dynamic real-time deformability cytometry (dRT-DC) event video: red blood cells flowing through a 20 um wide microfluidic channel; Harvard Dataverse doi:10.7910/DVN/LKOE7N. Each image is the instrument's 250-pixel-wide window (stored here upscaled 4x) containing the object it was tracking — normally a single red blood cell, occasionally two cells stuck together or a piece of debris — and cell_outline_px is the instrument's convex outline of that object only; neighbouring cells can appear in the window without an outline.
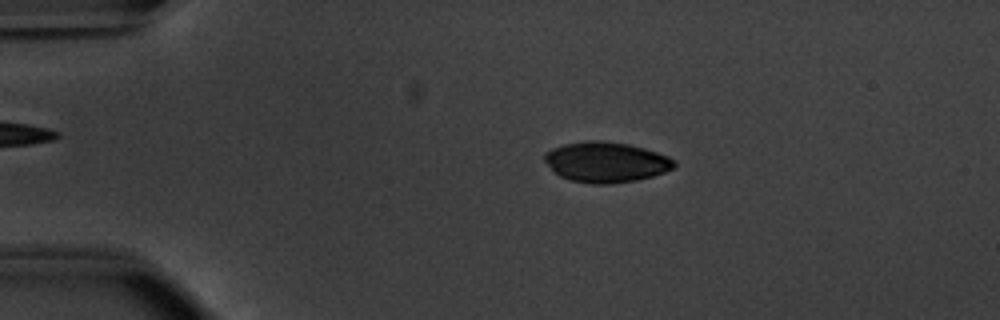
{"species": "common noctule bat (a hibernating species)", "species_latin": "Nyctalus noctula", "temperature_condition": "warm", "stored_images_in_passage": 45, "camera_frame_rate_fps": 3000, "um_per_image_px": 0.085, "animal": {"sex": "male", "body_mass_g": 20.1, "forearm_length_mm": 53.5}, "frame": {"image": 1, "passage_image": 3, "time_ms": 0.667, "image_size_px": [1000, 320], "cell_outline_px": [[676, 164], [672, 168], [664, 172], [652, 176], [636, 180], [608, 184], [592, 184], [572, 180], [560, 176], [544, 160], [544, 152], [552, 148], [564, 144], [584, 140], [600, 140], [628, 144], [644, 148], [668, 156]], "centroid_in_image_um": [51.49, 13.76], "position_along_channel_um": 33.5, "area_um2": 30.29}}
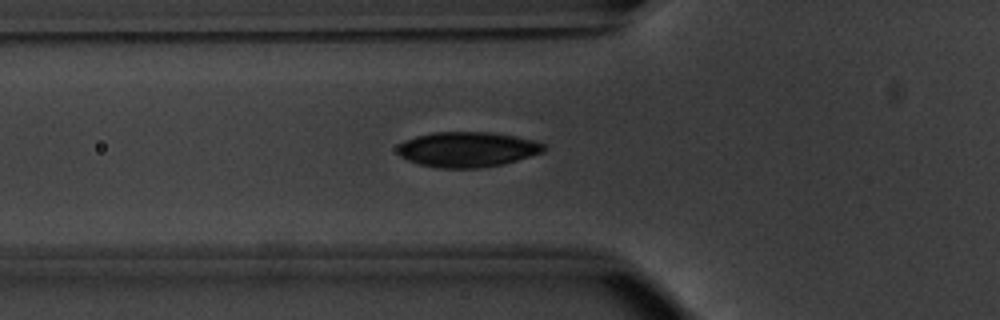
{"frame": {"image": 2, "passage_image": 11, "time_ms": 3.333, "image_size_px": [1000, 320], "cell_outline_px": [[544, 152], [504, 164], [480, 168], [436, 168], [420, 164], [408, 160], [400, 156], [396, 152], [396, 144], [404, 140], [416, 136], [432, 132], [488, 132], [516, 136], [536, 140], [544, 144]], "centroid_in_image_um": [39.7, 12.7], "position_along_channel_um": 86.1, "area_um2": 30.35}}
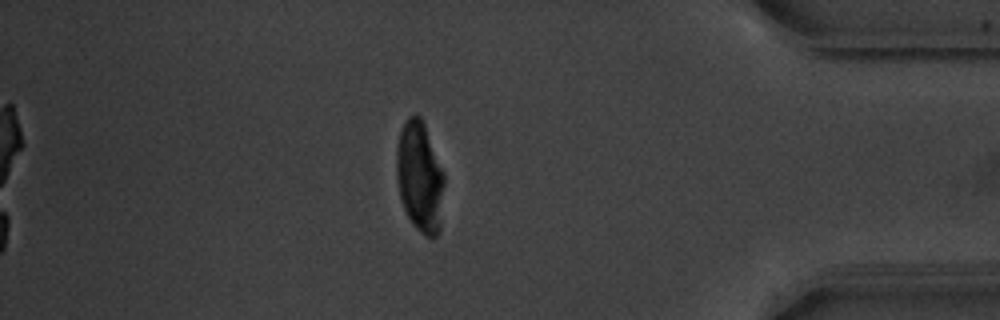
{"frame": {"image": 3, "passage_image": 38, "time_ms": 12.333, "image_size_px": [1000, 320], "cell_outline_px": [[444, 184], [440, 228], [436, 236], [424, 236], [412, 224], [404, 208], [400, 196], [396, 180], [396, 148], [400, 132], [408, 116], [420, 116], [424, 124], [444, 176]], "centroid_in_image_um": [35.66, 15.07], "position_along_channel_um": 399.5, "area_um2": 30.4}}